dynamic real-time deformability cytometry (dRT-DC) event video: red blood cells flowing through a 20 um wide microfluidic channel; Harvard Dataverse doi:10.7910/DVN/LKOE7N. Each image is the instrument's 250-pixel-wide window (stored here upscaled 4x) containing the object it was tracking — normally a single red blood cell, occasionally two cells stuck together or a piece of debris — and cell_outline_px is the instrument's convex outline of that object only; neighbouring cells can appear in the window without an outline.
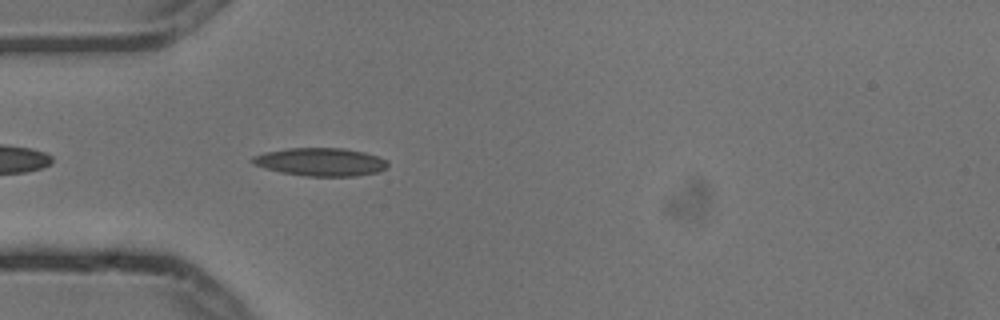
{"species": "common noctule bat (a hibernating species)", "species_latin": "Nyctalus noctula", "temperature_condition": "cold", "stored_images_in_passage": 4, "camera_frame_rate_fps": 3000, "um_per_image_px": 0.085, "animal": {"sex": "male", "body_mass_g": 13.3}, "frame": {"image": 1, "passage_image": 4, "time_ms": 1.0, "image_size_px": [1000, 320], "cell_outline_px": [[388, 168], [376, 172], [356, 176], [304, 176], [280, 172], [264, 168], [248, 160], [252, 156], [264, 152], [288, 148], [344, 148], [364, 152], [388, 160]], "centroid_in_image_um": [27.24, 13.76], "position_along_channel_um": 57.8, "area_um2": 22.25}}